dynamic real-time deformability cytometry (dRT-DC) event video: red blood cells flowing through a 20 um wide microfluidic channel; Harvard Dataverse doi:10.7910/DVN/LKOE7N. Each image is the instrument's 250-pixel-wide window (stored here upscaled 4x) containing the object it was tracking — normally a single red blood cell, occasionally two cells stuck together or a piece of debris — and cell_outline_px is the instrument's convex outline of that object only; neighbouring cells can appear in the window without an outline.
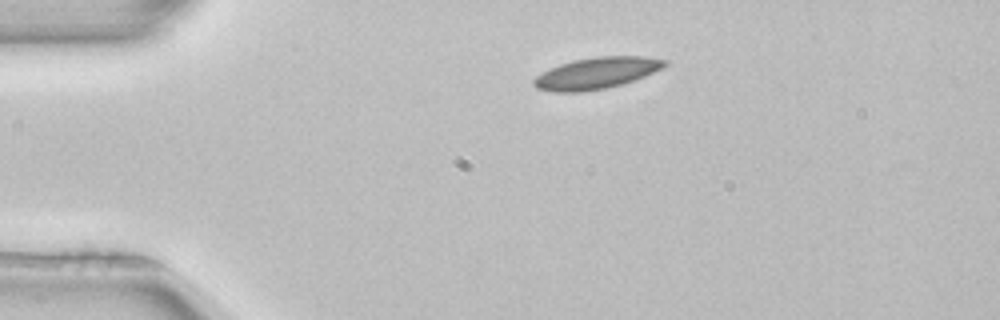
{"species": "common noctule bat (a hibernating species)", "species_latin": "Nyctalus noctula", "temperature_condition": "room temperature", "stored_images_in_passage": 42, "camera_frame_rate_fps": 3000, "um_per_image_px": 0.085, "animal": {"sex": "female", "body_mass_g": 22.7, "forearm_length_mm": 54.2}, "frame": {"image": 1, "passage_image": 1, "time_ms": 0.0, "image_size_px": [1000, 320], "cell_outline_px": [[668, 64], [644, 76], [620, 84], [604, 88], [580, 92], [556, 92], [536, 88], [532, 84], [532, 80], [536, 76], [560, 64], [576, 60], [596, 56], [644, 56], [668, 60]], "centroid_in_image_um": [50.69, 6.21], "position_along_channel_um": 34.3, "area_um2": 23.58}}
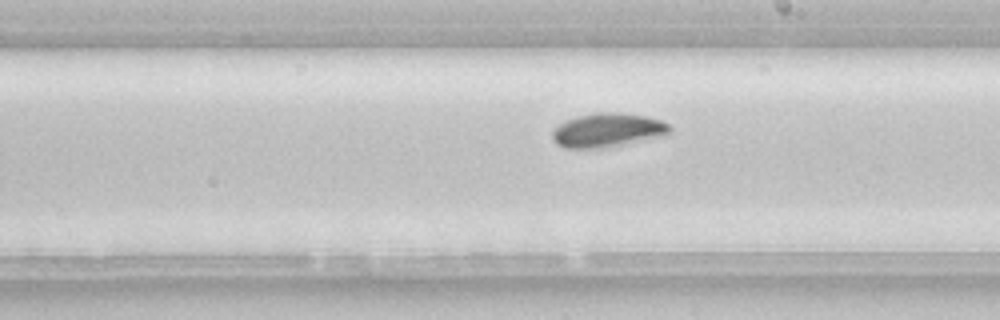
{"frame": {"image": 2, "passage_image": 20, "time_ms": 6.333, "image_size_px": [1000, 320], "cell_outline_px": [[672, 132], [668, 136], [600, 148], [564, 148], [556, 144], [552, 140], [552, 128], [564, 120], [576, 116], [604, 112], [616, 112], [644, 116], [660, 120], [668, 124], [672, 128]], "centroid_in_image_um": [51.63, 11.07], "position_along_channel_um": 237.4, "area_um2": 23.52}}
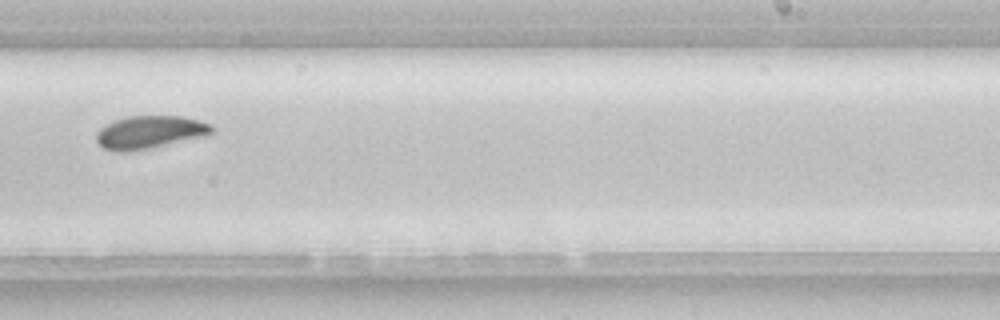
{"frame": {"image": 3, "passage_image": 23, "time_ms": 7.333, "image_size_px": [1000, 320], "cell_outline_px": [[212, 132], [204, 136], [148, 148], [128, 152], [120, 152], [104, 148], [96, 140], [96, 132], [100, 128], [116, 120], [128, 116], [184, 116], [208, 124], [212, 128]], "centroid_in_image_um": [12.68, 11.23], "position_along_channel_um": 276.3, "area_um2": 21.62}, "authors_computed_cell_mechanics": {"area_um2": 22.3975, "velocity_mm_per_s": 3.9166, "shape_relaxation_time_tau1_ms": 2.9271, "shape_relaxation_time_tau2_ms": null, "deformation_change_tau1": 0.0895, "deformation_change_tau2": null}}